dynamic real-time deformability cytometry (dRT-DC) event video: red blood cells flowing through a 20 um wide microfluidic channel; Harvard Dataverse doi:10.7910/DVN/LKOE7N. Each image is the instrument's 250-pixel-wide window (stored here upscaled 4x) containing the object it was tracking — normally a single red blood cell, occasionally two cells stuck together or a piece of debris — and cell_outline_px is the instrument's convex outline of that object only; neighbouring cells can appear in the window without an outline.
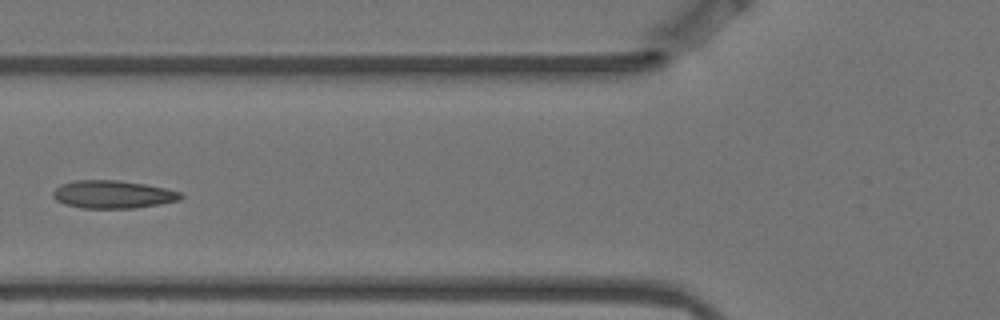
{"species": "Egyptian fruit bat (a non-hibernating species)", "species_latin": "Rousettus aegyptiacus", "temperature_condition": "warm", "stored_images_in_passage": 5, "camera_frame_rate_fps": 3000, "um_per_image_px": 0.085, "animal": {"sex": "female"}, "frame": {"image": 1, "passage_image": 5, "time_ms": 1.333, "image_size_px": [1000, 320], "cell_outline_px": [[184, 196], [180, 200], [160, 204], [136, 208], [84, 208], [64, 204], [56, 200], [52, 196], [52, 192], [60, 184], [76, 180], [120, 180], [144, 184], [164, 188], [180, 192]], "centroid_in_image_um": [9.58, 16.52], "position_along_channel_um": 116.2, "area_um2": 20.81}}